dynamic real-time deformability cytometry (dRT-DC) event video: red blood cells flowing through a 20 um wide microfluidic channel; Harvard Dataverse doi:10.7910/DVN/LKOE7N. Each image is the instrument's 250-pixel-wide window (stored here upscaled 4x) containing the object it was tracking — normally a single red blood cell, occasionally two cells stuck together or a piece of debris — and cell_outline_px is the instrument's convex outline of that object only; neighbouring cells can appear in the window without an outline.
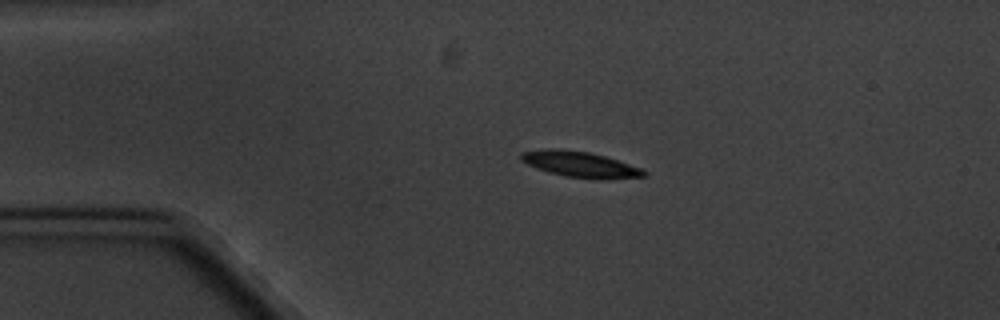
{"species": "common noctule bat (a hibernating species)", "species_latin": "Nyctalus noctula", "temperature_condition": "cold", "stored_images_in_passage": 3, "camera_frame_rate_fps": 3000, "um_per_image_px": 0.085, "animal": {"sex": "male", "body_mass_g": 20.1, "forearm_length_mm": 53.5}, "frame": {"image": 1, "passage_image": 2, "time_ms": 1.333, "image_size_px": [1000, 320], "cell_outline_px": [[648, 172], [644, 176], [600, 180], [596, 180], [564, 176], [548, 172], [536, 168], [520, 160], [520, 156], [524, 152], [552, 148], [560, 148], [588, 152], [604, 156], [640, 168]], "centroid_in_image_um": [49.3, 13.98], "position_along_channel_um": 35.7, "area_um2": 18.32}}